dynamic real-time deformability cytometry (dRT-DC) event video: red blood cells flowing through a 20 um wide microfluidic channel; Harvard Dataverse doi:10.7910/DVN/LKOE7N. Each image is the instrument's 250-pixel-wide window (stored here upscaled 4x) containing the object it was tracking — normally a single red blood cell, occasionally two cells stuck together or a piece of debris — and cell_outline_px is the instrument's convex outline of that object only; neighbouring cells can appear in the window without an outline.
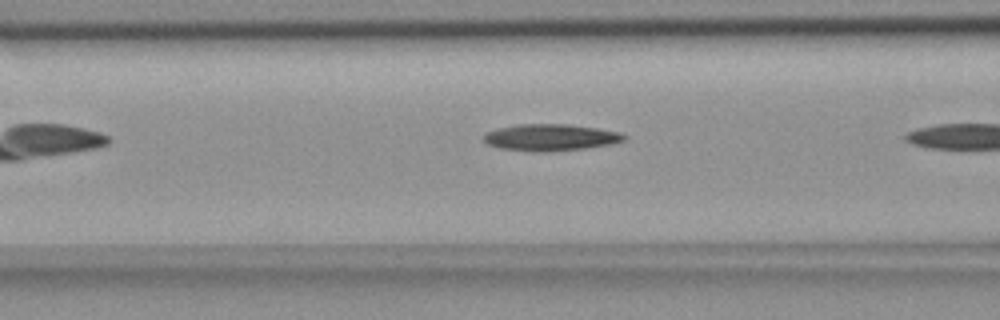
{"species": "common noctule bat (a hibernating species)", "species_latin": "Nyctalus noctula", "temperature_condition": "room temperature", "stored_images_in_passage": 9, "camera_frame_rate_fps": 3000, "um_per_image_px": 0.085, "animal": {"sex": "female", "body_mass_g": 18.4}, "frame": {"image": 1, "passage_image": 7, "time_ms": 2.0, "image_size_px": [1000, 320], "cell_outline_px": [[628, 136], [624, 140], [608, 144], [584, 148], [548, 152], [536, 152], [500, 148], [488, 144], [484, 140], [484, 132], [500, 128], [520, 124], [568, 124], [596, 128], [620, 132]], "centroid_in_image_um": [46.78, 11.68], "position_along_channel_um": 119.8, "area_um2": 21.68}}